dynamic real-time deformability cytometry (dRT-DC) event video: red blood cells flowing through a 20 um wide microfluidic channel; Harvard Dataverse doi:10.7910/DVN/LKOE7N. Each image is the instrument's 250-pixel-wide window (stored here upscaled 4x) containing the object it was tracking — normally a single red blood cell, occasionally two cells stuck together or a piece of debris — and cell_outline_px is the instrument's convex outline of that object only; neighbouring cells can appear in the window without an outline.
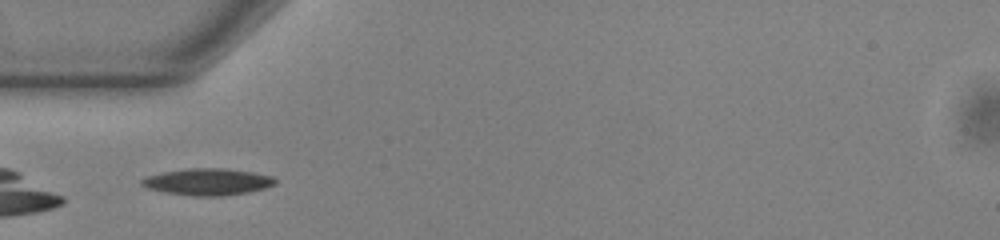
{"species": "common noctule bat (a hibernating species)", "species_latin": "Nyctalus noctula", "temperature_condition": "warm", "stored_images_in_passage": 39, "camera_frame_rate_fps": 3000, "um_per_image_px": 0.085, "animal": {"sex": "male", "body_mass_g": 13.0, "forearm_length_mm": 53.1}, "frame": {"image": 1, "passage_image": 3, "time_ms": 0.667, "image_size_px": [1000, 240], "cell_outline_px": [[276, 184], [264, 188], [248, 192], [224, 196], [192, 196], [164, 192], [148, 188], [140, 184], [140, 180], [144, 176], [164, 172], [188, 168], [224, 168], [252, 172], [272, 176], [276, 180]], "centroid_in_image_um": [17.63, 15.45], "position_along_channel_um": 67.4, "area_um2": 20.87}}
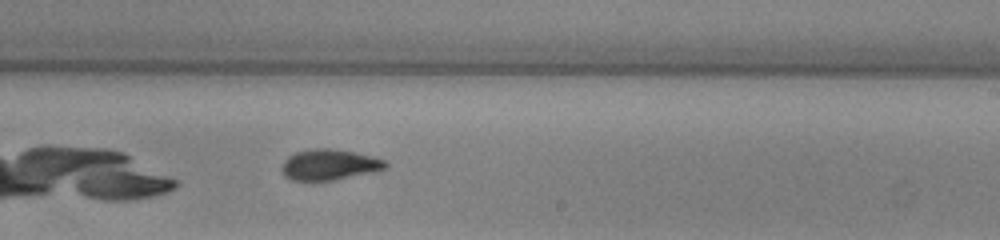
{"frame": {"image": 2, "passage_image": 18, "time_ms": 5.667, "image_size_px": [1000, 240], "cell_outline_px": [[388, 168], [376, 172], [336, 180], [292, 180], [284, 176], [280, 168], [284, 160], [288, 156], [296, 152], [308, 148], [336, 148], [372, 156], [384, 160], [388, 164]], "centroid_in_image_um": [28.01, 13.99], "position_along_channel_um": 261.0, "area_um2": 19.02}}
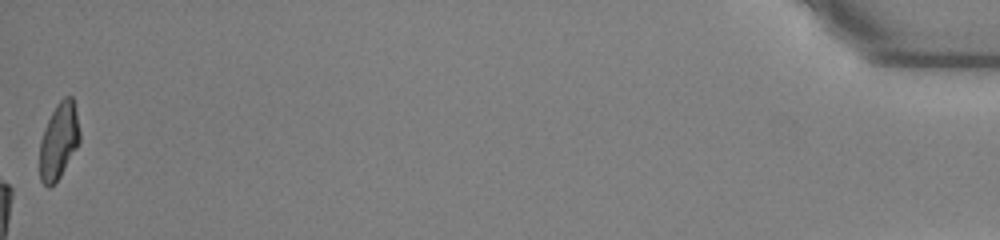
{"frame": {"image": 3, "passage_image": 39, "time_ms": 12.667, "image_size_px": [1000, 240], "cell_outline_px": [[80, 140], [76, 148], [60, 176], [48, 188], [40, 180], [40, 140], [44, 128], [56, 104], [64, 96], [72, 96], [76, 112], [80, 132]], "centroid_in_image_um": [4.99, 11.95], "position_along_channel_um": 430.2, "area_um2": 17.51}, "authors_computed_cell_mechanics": {"area_um2": 18.6694, "velocity_mm_per_s": 3.8839, "shape_relaxation_time_tau1_ms": 3.6185, "shape_relaxation_time_tau2_ms": 2.0956, "deformation_change_tau1": 0.1647, "deformation_change_tau2": 0.0903}}